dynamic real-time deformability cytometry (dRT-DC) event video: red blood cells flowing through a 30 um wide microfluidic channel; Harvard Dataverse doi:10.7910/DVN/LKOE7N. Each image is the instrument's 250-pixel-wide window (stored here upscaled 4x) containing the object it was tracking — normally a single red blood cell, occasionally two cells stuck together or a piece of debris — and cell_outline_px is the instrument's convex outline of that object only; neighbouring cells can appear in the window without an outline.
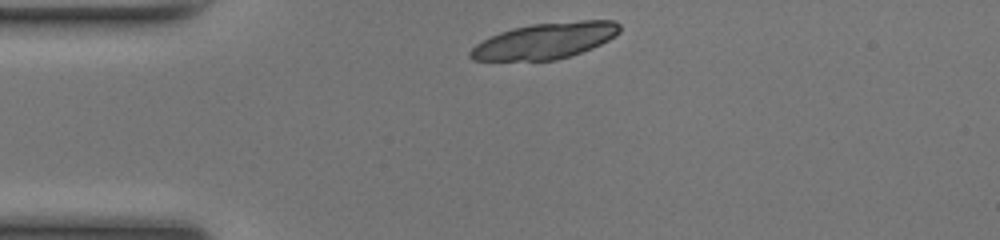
{"species": "common noctule bat (a hibernating species)", "species_latin": "Nyctalus noctula", "temperature_condition": "room temperature", "stored_images_in_passage": 39, "camera_frame_rate_fps": 3000, "um_per_image_px": 0.085, "animal": {"sex": "female", "body_mass_g": 17.0, "forearm_length_mm": 48.0}, "frame": {"image": 1, "passage_image": 1, "time_ms": 0.0, "image_size_px": [1000, 240], "cell_outline_px": [[620, 32], [616, 36], [592, 48], [556, 60], [472, 60], [468, 56], [468, 52], [476, 44], [500, 32], [512, 28], [532, 24], [580, 20], [616, 20], [620, 24]], "centroid_in_image_um": [46.36, 3.45], "position_along_channel_um": 38.6, "area_um2": 31.21}}